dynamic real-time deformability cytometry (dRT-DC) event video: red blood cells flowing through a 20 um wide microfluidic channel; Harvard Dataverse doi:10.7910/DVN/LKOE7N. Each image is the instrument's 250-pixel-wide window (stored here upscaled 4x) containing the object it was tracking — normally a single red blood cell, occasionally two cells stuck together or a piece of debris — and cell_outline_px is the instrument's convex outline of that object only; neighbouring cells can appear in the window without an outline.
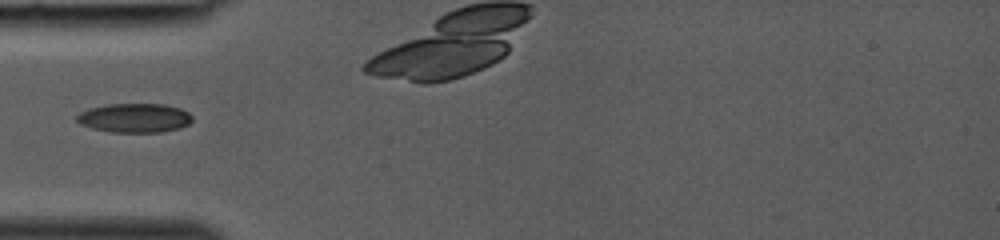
{"species": "common noctule bat (a hibernating species)", "species_latin": "Nyctalus noctula", "temperature_condition": "room temperature", "stored_images_in_passage": 11, "camera_frame_rate_fps": 3000, "um_per_image_px": 0.085, "animal": {"sex": "female", "body_mass_g": 19.0, "forearm_length_mm": 53.3}, "frame": {"image": 1, "passage_image": 1, "time_ms": 0.0, "image_size_px": [1000, 240], "cell_outline_px": [[192, 120], [188, 124], [180, 128], [160, 132], [112, 132], [92, 128], [80, 124], [76, 120], [76, 116], [80, 112], [88, 108], [108, 104], [164, 104], [180, 108], [188, 112], [192, 116]], "centroid_in_image_um": [11.43, 10.02], "position_along_channel_um": 73.6, "area_um2": 19.65}}